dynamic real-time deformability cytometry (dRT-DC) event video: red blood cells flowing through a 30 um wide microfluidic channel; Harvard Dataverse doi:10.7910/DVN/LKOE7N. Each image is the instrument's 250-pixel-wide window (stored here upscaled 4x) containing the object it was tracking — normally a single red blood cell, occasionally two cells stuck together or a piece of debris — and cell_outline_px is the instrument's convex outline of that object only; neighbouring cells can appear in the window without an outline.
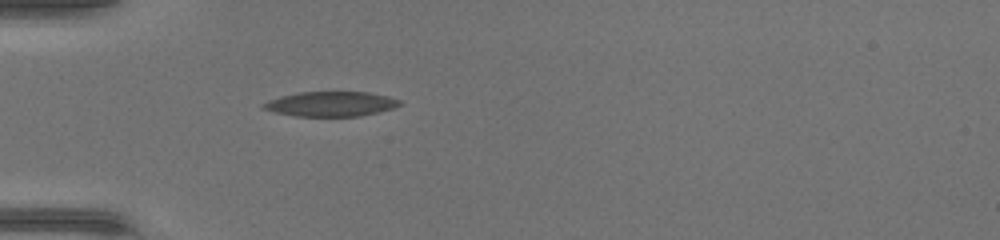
{"species": "common noctule bat (a hibernating species)", "species_latin": "Nyctalus noctula", "temperature_condition": "warm", "stored_images_in_passage": 33, "camera_frame_rate_fps": 3000, "um_per_image_px": 0.085, "animal": {"sex": "female", "body_mass_g": 17.0, "forearm_length_mm": 48.0}, "frame": {"image": 1, "passage_image": 1, "time_ms": 0.0, "image_size_px": [1000, 240], "cell_outline_px": [[400, 104], [392, 108], [360, 116], [296, 116], [276, 112], [260, 108], [260, 104], [268, 100], [280, 96], [300, 92], [368, 92], [388, 96], [400, 100]], "centroid_in_image_um": [28.06, 8.83], "position_along_channel_um": 56.9, "area_um2": 19.59}}
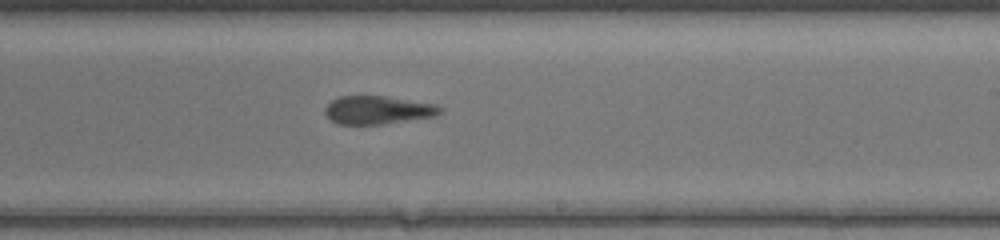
{"frame": {"image": 2, "passage_image": 15, "time_ms": 4.667, "image_size_px": [1000, 240], "cell_outline_px": [[444, 112], [436, 116], [384, 124], [336, 124], [328, 120], [324, 112], [324, 108], [332, 100], [340, 96], [384, 96], [436, 104], [444, 108]], "centroid_in_image_um": [32.12, 9.36], "position_along_channel_um": 256.9, "area_um2": 19.19}}
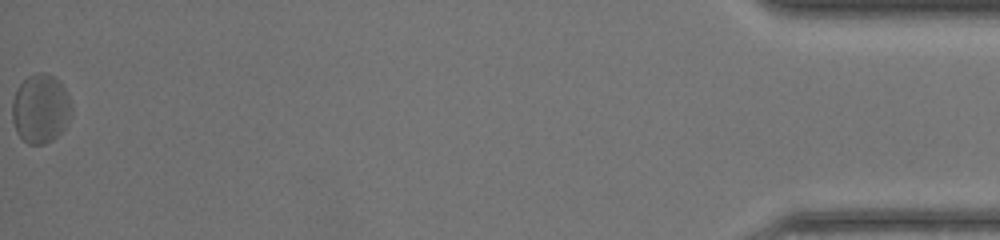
{"frame": {"image": 3, "passage_image": 33, "time_ms": 10.667, "image_size_px": [1000, 240], "cell_outline_px": [[72, 112], [68, 124], [52, 140], [44, 144], [28, 144], [16, 132], [12, 120], [12, 100], [16, 88], [28, 76], [40, 72], [44, 72], [60, 80], [68, 96], [72, 108]], "centroid_in_image_um": [3.44, 9.23], "position_along_channel_um": 431.8, "area_um2": 23.99}}